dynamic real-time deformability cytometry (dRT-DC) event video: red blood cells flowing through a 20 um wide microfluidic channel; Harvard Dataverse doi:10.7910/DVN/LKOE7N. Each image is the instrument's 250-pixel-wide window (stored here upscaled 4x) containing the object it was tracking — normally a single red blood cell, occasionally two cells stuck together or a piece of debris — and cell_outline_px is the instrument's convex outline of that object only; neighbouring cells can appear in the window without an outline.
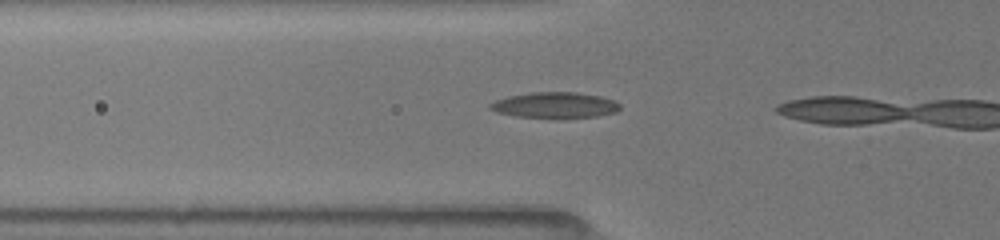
{"species": "common noctule bat (a hibernating species)", "species_latin": "Nyctalus noctula", "temperature_condition": "room temperature", "stored_images_in_passage": 6, "camera_frame_rate_fps": 3000, "um_per_image_px": 0.085, "animal": {"sex": "female", "body_mass_g": 19.5, "forearm_length_mm": 54.1}, "frame": {"image": 1, "passage_image": 4, "time_ms": 1.667, "image_size_px": [1000, 240], "cell_outline_px": [[620, 108], [616, 112], [596, 116], [556, 120], [512, 116], [496, 112], [488, 108], [488, 104], [496, 100], [508, 96], [532, 92], [576, 92], [600, 96], [612, 100], [620, 104]], "centroid_in_image_um": [47.12, 8.97], "position_along_channel_um": 78.7, "area_um2": 20.17}}